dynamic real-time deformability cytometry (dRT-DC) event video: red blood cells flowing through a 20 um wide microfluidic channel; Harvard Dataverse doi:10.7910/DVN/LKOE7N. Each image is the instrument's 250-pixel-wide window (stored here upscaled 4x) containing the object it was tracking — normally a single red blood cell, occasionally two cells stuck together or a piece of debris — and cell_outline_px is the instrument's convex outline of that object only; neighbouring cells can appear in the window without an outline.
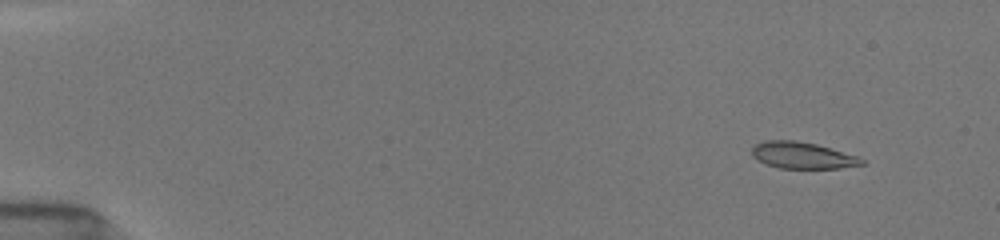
{"species": "common noctule bat (a hibernating species)", "species_latin": "Nyctalus noctula", "temperature_condition": "room temperature", "stored_images_in_passage": 56, "camera_frame_rate_fps": 3000, "um_per_image_px": 0.085, "animal": {"sex": "female", "body_mass_g": 19.5, "forearm_length_mm": 54.1}, "frame": {"image": 1, "passage_image": 1, "time_ms": 0.0, "image_size_px": [1000, 240], "cell_outline_px": [[864, 164], [840, 168], [780, 168], [768, 164], [752, 156], [752, 148], [756, 144], [764, 140], [796, 140], [816, 144], [856, 156], [864, 160]], "centroid_in_image_um": [68.19, 13.2], "position_along_channel_um": 16.8, "area_um2": 16.7}}
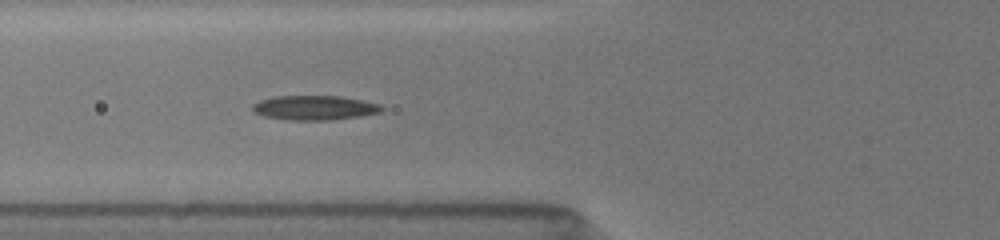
{"frame": {"image": 2, "passage_image": 24, "time_ms": 5.333, "image_size_px": [1000, 240], "cell_outline_px": [[384, 108], [380, 112], [360, 116], [332, 120], [288, 120], [264, 116], [252, 112], [252, 104], [260, 100], [272, 96], [340, 96], [364, 100], [380, 104]], "centroid_in_image_um": [26.71, 9.15], "position_along_channel_um": 99.1, "area_um2": 18.61}}
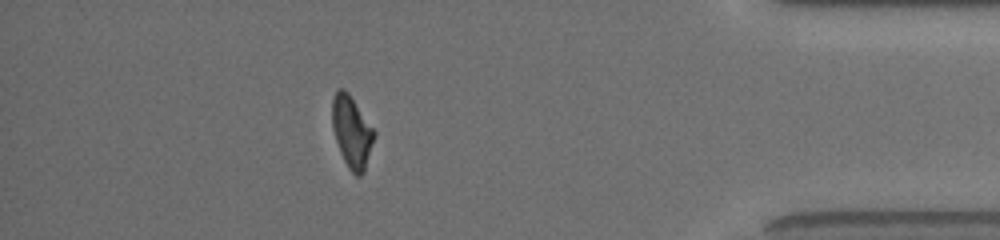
{"frame": {"image": 3, "passage_image": 51, "time_ms": 14.0, "image_size_px": [1000, 240], "cell_outline_px": [[376, 132], [364, 172], [360, 176], [356, 176], [348, 168], [340, 152], [332, 128], [332, 100], [336, 88], [344, 88], [348, 92]], "centroid_in_image_um": [29.89, 11.19], "position_along_channel_um": 405.3, "area_um2": 17.51}, "authors_computed_cell_mechanics": {"area_um2": 18.0336, "velocity_mm_per_s": 3.9593, "shape_relaxation_time_tau1_ms": 4.95, "shape_relaxation_time_tau2_ms": 2.8891, "deformation_change_tau1": 0.1741, "deformation_change_tau2": 0.0965}}